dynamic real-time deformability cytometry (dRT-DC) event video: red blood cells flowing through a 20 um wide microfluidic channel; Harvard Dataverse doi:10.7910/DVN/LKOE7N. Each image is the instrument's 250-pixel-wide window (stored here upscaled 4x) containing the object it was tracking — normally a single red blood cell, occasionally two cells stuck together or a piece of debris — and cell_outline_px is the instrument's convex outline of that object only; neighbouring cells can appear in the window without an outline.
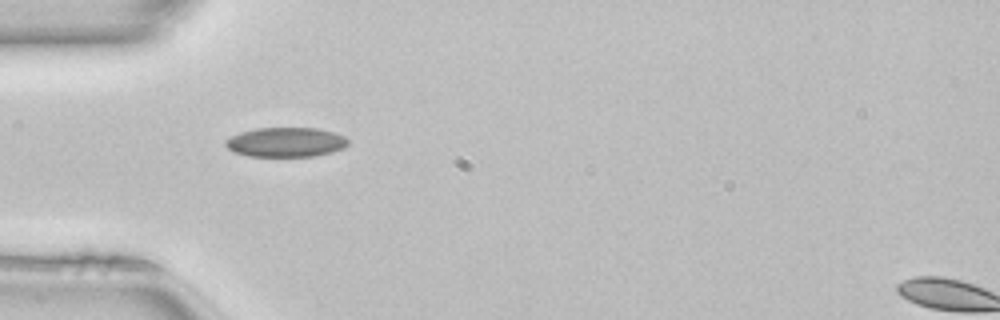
{"species": "common noctule bat (a hibernating species)", "species_latin": "Nyctalus noctula", "temperature_condition": "room temperature", "stored_images_in_passage": 5, "camera_frame_rate_fps": 3000, "um_per_image_px": 0.085, "animal": {"sex": "female", "body_mass_g": 22.7, "forearm_length_mm": 54.2}, "frame": {"image": 1, "passage_image": 1, "time_ms": 0.0, "image_size_px": [1000, 320], "cell_outline_px": [[348, 144], [344, 148], [332, 152], [316, 156], [248, 156], [232, 152], [224, 144], [232, 136], [240, 132], [256, 128], [316, 128], [332, 132], [344, 136], [348, 140]], "centroid_in_image_um": [24.3, 12.09], "position_along_channel_um": 60.7, "area_um2": 21.04}}